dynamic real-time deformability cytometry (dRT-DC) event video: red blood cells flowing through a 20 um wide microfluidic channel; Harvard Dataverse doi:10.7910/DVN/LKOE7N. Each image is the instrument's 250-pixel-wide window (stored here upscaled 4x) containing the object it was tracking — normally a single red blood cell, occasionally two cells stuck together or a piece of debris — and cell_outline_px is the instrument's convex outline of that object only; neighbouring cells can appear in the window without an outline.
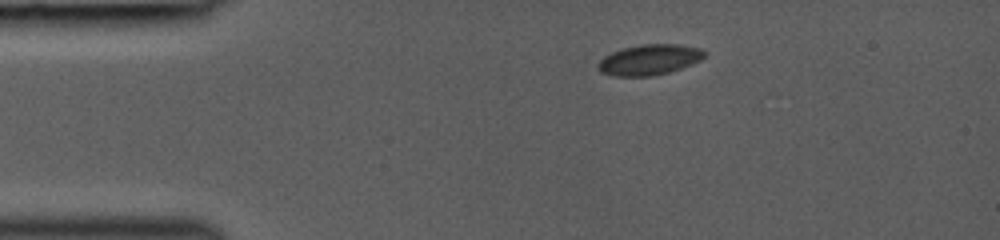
{"species": "common noctule bat (a hibernating species)", "species_latin": "Nyctalus noctula", "temperature_condition": "room temperature", "stored_images_in_passage": 15, "camera_frame_rate_fps": 3000, "um_per_image_px": 0.085, "animal": {"sex": "female", "body_mass_g": 19.0, "forearm_length_mm": 53.3}, "frame": {"image": 1, "passage_image": 1, "time_ms": 0.0, "image_size_px": [1000, 240], "cell_outline_px": [[708, 52], [700, 60], [680, 68], [668, 72], [652, 76], [616, 76], [600, 72], [596, 68], [596, 64], [604, 56], [612, 52], [624, 48], [640, 44], [680, 44], [700, 48]], "centroid_in_image_um": [55.17, 5.07], "position_along_channel_um": 29.8, "area_um2": 18.96}}
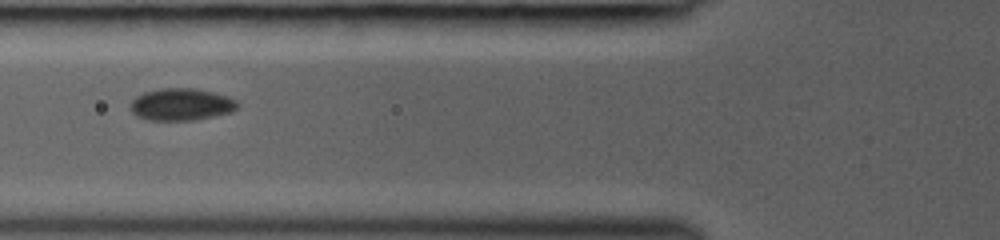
{"frame": {"image": 2, "passage_image": 10, "time_ms": 3.0, "image_size_px": [1000, 240], "cell_outline_px": [[240, 108], [232, 112], [196, 120], [148, 120], [136, 116], [132, 112], [132, 100], [136, 96], [144, 92], [160, 88], [196, 88], [228, 96], [236, 100], [240, 104]], "centroid_in_image_um": [15.45, 8.87], "position_along_channel_um": 110.3, "area_um2": 20.23}}
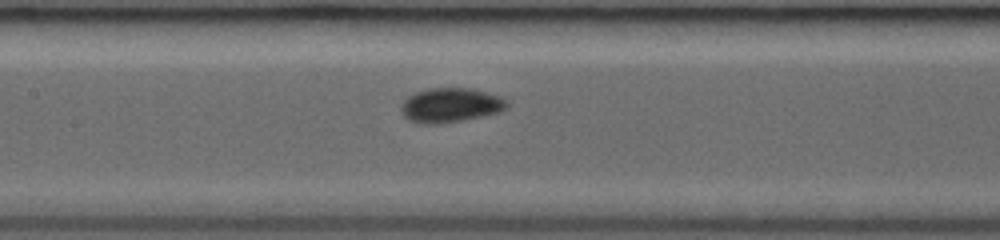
{"frame": {"image": 3, "passage_image": 14, "time_ms": 4.333, "image_size_px": [1000, 240], "cell_outline_px": [[508, 108], [500, 112], [440, 124], [420, 124], [408, 120], [404, 116], [400, 108], [400, 104], [408, 96], [416, 92], [428, 88], [468, 88], [500, 96], [508, 100]], "centroid_in_image_um": [38.27, 8.94], "position_along_channel_um": 169.1, "area_um2": 21.27}}